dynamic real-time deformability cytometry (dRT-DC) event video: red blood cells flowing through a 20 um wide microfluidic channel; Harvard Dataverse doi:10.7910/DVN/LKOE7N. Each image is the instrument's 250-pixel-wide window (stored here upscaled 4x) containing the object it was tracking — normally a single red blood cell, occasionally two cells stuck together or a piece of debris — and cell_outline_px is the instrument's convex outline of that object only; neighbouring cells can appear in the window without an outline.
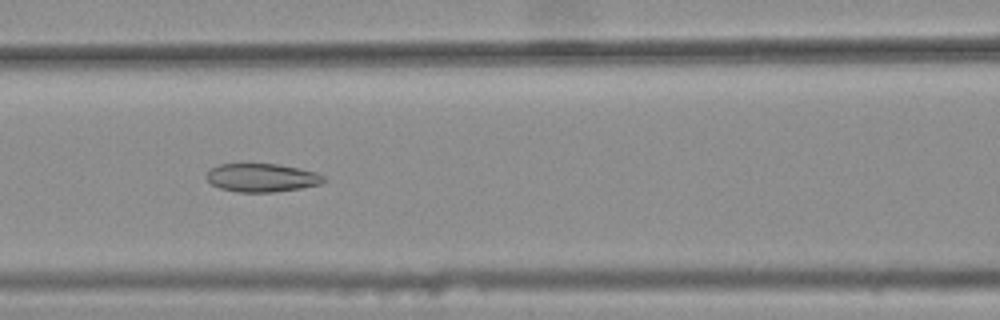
{"species": "common noctule bat (a hibernating species)", "species_latin": "Nyctalus noctula", "temperature_condition": "warm", "stored_images_in_passage": 39, "camera_frame_rate_fps": 3000, "um_per_image_px": 0.085, "animal": {"sex": "female", "body_mass_g": 25.1}, "frame": {"image": 1, "passage_image": 10, "time_ms": 3.0, "image_size_px": [1000, 320], "cell_outline_px": [[328, 180], [320, 184], [300, 188], [272, 192], [236, 192], [220, 188], [212, 184], [204, 176], [208, 168], [216, 164], [276, 164], [300, 168], [316, 172], [324, 176]], "centroid_in_image_um": [22.22, 15.09], "position_along_channel_um": 144.4, "area_um2": 19.59}}
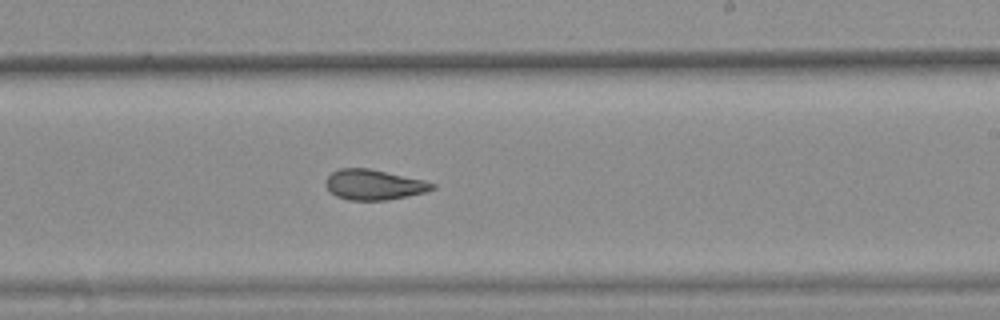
{"frame": {"image": 2, "passage_image": 19, "time_ms": 6.0, "image_size_px": [1000, 320], "cell_outline_px": [[436, 188], [424, 192], [388, 200], [348, 200], [336, 196], [324, 184], [324, 180], [332, 172], [340, 168], [368, 168], [424, 180], [436, 184]], "centroid_in_image_um": [31.76, 15.7], "position_along_channel_um": 257.2, "area_um2": 18.73}}
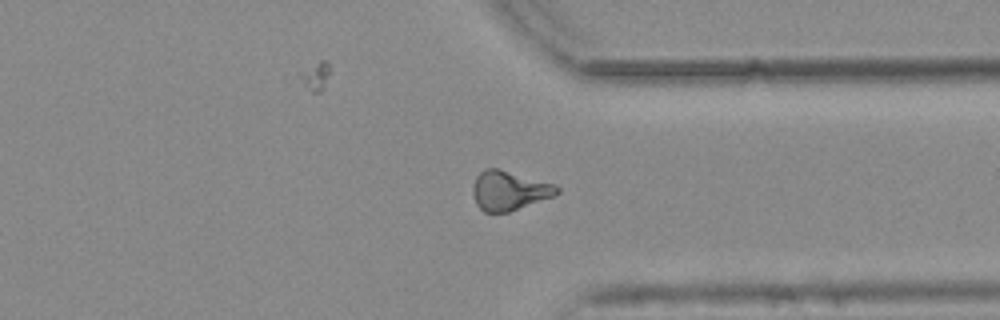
{"frame": {"image": 3, "passage_image": 28, "time_ms": 9.0, "image_size_px": [1000, 320], "cell_outline_px": [[560, 192], [556, 196], [508, 212], [484, 212], [476, 204], [472, 192], [472, 188], [476, 176], [484, 168], [500, 168], [556, 184], [560, 188]], "centroid_in_image_um": [43.31, 16.18], "position_along_channel_um": 368.1, "area_um2": 19.65}, "authors_computed_cell_mechanics": {"area_um2": 18.9006, "velocity_mm_per_s": 3.7727, "shape_relaxation_time_tau1_ms": null, "shape_relaxation_time_tau2_ms": 2.9966, "deformation_change_tau1": null, "deformation_change_tau2": 0.1088}}